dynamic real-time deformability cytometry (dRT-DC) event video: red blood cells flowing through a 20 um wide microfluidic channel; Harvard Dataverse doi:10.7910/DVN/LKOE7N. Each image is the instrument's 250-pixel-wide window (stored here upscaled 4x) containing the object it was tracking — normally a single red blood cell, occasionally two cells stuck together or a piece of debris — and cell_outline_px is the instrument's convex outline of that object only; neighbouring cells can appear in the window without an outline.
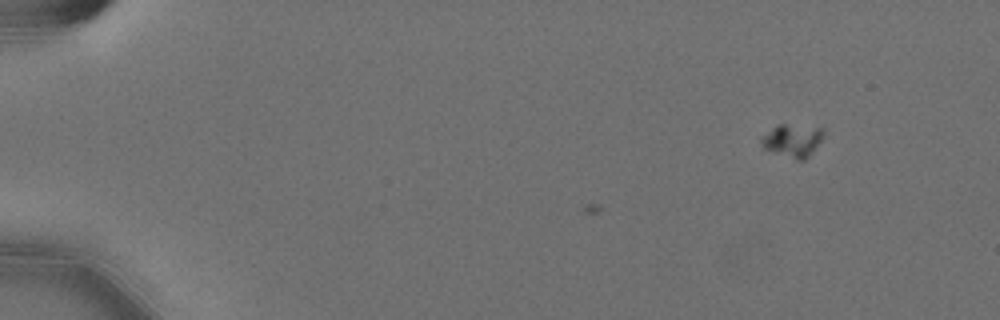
{"species": "Egyptian fruit bat (a non-hibernating species)", "species_latin": "Rousettus aegyptiacus", "temperature_condition": "cold", "stored_images_in_passage": 8, "camera_frame_rate_fps": 3000, "um_per_image_px": 0.085, "animal": {"sex": "female"}, "frame": {"image": 1, "passage_image": 8, "time_ms": 2.333, "image_size_px": [1000, 320], "cell_outline_px": [[824, 136], [808, 156], [804, 160], [796, 160], [764, 148], [760, 144], [760, 136], [776, 124], [784, 124], [824, 128]], "centroid_in_image_um": [67.33, 11.92], "position_along_channel_um": 17.7, "area_um2": 11.91}}